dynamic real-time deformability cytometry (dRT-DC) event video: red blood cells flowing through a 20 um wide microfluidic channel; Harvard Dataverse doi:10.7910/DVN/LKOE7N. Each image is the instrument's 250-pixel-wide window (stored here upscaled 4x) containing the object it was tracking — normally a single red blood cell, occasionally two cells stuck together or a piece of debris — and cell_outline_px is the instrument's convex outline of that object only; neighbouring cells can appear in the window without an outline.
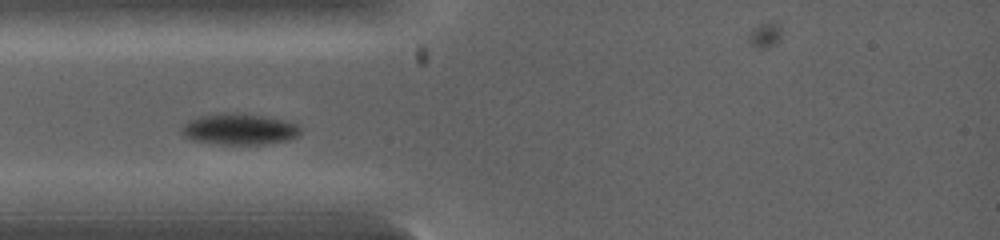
{"species": "common noctule bat (a hibernating species)", "species_latin": "Nyctalus noctula", "temperature_condition": "warm", "stored_images_in_passage": 5, "camera_frame_rate_fps": 5000, "um_per_image_px": 0.085, "animal": {"sex": "female", "body_mass_g": 19.0, "forearm_length_mm": 53.3}, "frame": {"image": 1, "passage_image": 1, "time_ms": 0.0, "image_size_px": [1000, 240], "cell_outline_px": [[300, 136], [288, 140], [264, 144], [220, 144], [192, 140], [184, 136], [180, 128], [188, 120], [200, 116], [224, 112], [244, 112], [284, 120], [300, 124]], "centroid_in_image_um": [20.36, 10.96], "position_along_channel_um": 64.6, "area_um2": 21.91}}
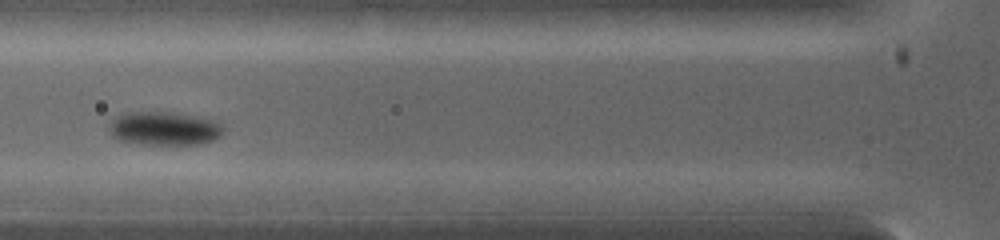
{"frame": {"image": 2, "passage_image": 3, "time_ms": 0.8, "image_size_px": [1000, 240], "cell_outline_px": [[224, 132], [220, 136], [212, 140], [200, 144], [136, 144], [116, 140], [112, 136], [112, 120], [116, 116], [124, 112], [172, 112], [200, 116], [216, 120], [224, 128]], "centroid_in_image_um": [13.99, 10.91], "position_along_channel_um": 111.8, "area_um2": 22.54}}